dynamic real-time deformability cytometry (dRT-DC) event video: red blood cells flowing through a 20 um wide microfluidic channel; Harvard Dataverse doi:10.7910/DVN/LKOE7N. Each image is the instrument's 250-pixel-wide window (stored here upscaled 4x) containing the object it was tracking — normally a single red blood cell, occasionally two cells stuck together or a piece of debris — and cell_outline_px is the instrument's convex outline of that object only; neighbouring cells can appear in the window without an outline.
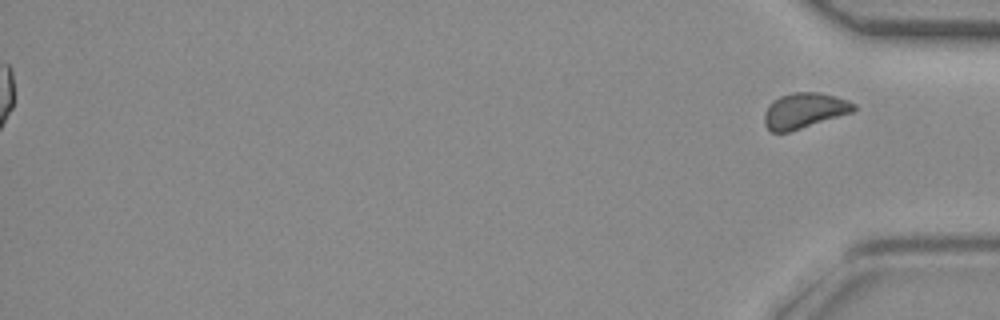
{"species": "common noctule bat (a hibernating species)", "species_latin": "Nyctalus noctula", "temperature_condition": "room temperature", "stored_images_in_passage": 45, "segment_of_instrument_passage": [2, 2], "camera_frame_rate_fps": 3000, "um_per_image_px": 0.085, "animal": {"sex": "female", "body_mass_g": 29.2, "forearm_length_mm": 56.3}, "frame": {"image": 1, "passage_image": 45, "time_ms": 14.667, "image_size_px": [1000, 320], "cell_outline_px": [[856, 108], [852, 112], [788, 132], [772, 132], [764, 124], [764, 112], [768, 104], [772, 100], [780, 96], [792, 92], [820, 92], [836, 96], [848, 100], [856, 104]], "centroid_in_image_um": [68.34, 9.38], "position_along_channel_um": 366.9, "area_um2": 18.5}}